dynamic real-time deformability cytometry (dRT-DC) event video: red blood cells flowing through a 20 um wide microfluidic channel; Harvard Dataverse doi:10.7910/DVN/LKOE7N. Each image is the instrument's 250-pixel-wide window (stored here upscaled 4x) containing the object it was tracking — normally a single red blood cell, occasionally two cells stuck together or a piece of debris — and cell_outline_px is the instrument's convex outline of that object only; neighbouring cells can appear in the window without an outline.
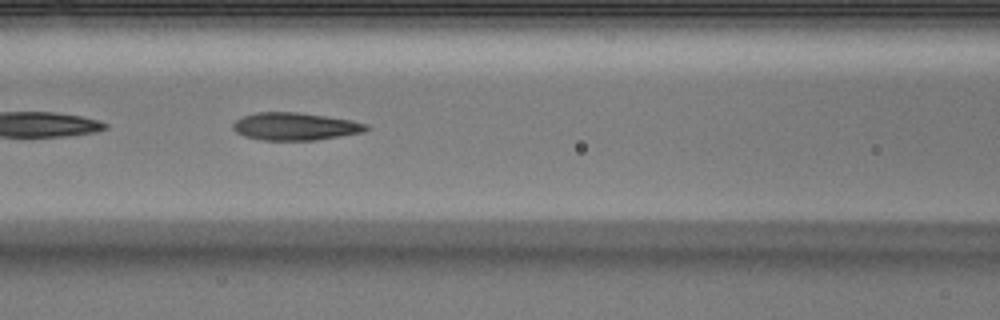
{"species": "Egyptian fruit bat (a non-hibernating species)", "species_latin": "Rousettus aegyptiacus", "temperature_condition": "warm", "stored_images_in_passage": 35, "camera_frame_rate_fps": 3000, "um_per_image_px": 0.085, "animal": {"sex": "male"}, "frame": {"image": 1, "passage_image": 6, "time_ms": 1.667, "image_size_px": [1000, 320], "cell_outline_px": [[368, 128], [364, 132], [316, 140], [260, 140], [244, 136], [236, 132], [232, 128], [232, 124], [236, 120], [244, 116], [256, 112], [296, 112], [352, 120], [368, 124]], "centroid_in_image_um": [25.07, 10.75], "position_along_channel_um": 141.5, "area_um2": 21.39}}
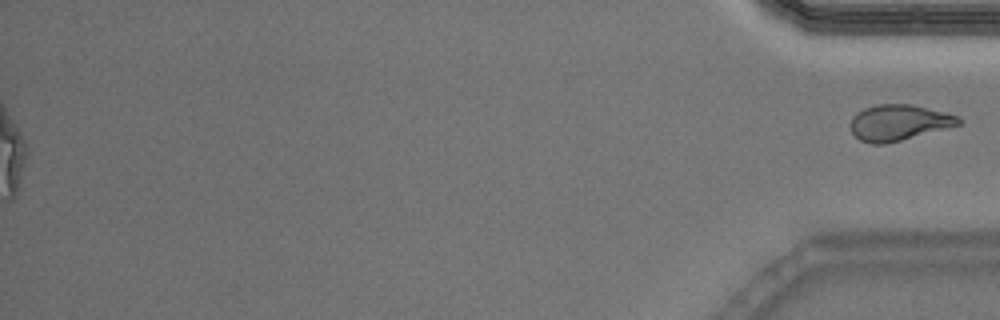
{"frame": {"image": 2, "passage_image": 35, "time_ms": 11.333, "image_size_px": [1000, 320], "cell_outline_px": [[964, 120], [960, 124], [948, 128], [884, 144], [872, 144], [860, 140], [852, 132], [852, 116], [856, 112], [864, 108], [876, 104], [912, 104], [960, 116]], "centroid_in_image_um": [76.42, 10.41], "position_along_channel_um": 358.8, "area_um2": 22.54}}